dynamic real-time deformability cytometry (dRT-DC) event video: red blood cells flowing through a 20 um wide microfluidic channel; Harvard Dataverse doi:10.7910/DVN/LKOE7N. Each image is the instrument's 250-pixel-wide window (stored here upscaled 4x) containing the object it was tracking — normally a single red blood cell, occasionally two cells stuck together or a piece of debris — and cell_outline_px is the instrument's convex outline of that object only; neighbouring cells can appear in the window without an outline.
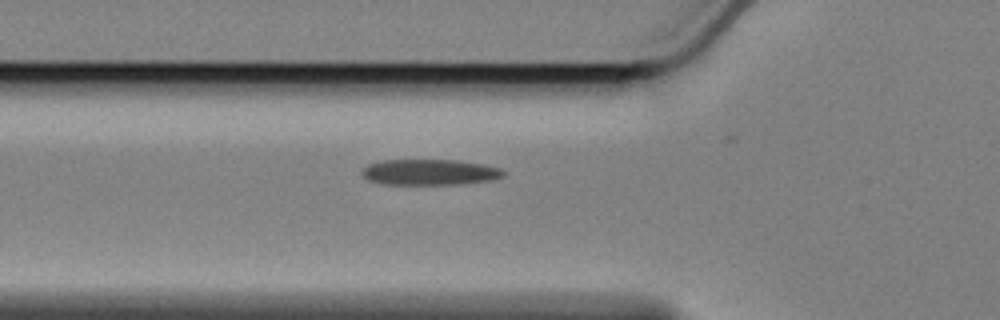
{"species": "Egyptian fruit bat (a non-hibernating species)", "species_latin": "Rousettus aegyptiacus", "temperature_condition": "cold", "stored_images_in_passage": 26, "camera_frame_rate_fps": 3000, "um_per_image_px": 0.085, "animal": {"sex": "female"}, "frame": {"image": 1, "passage_image": 2, "time_ms": 0.333, "image_size_px": [1000, 320], "cell_outline_px": [[504, 176], [492, 180], [460, 184], [380, 184], [368, 180], [360, 172], [368, 164], [380, 160], [456, 160], [484, 164], [500, 168], [504, 172]], "centroid_in_image_um": [36.51, 14.63], "position_along_channel_um": 89.3, "area_um2": 21.33}}
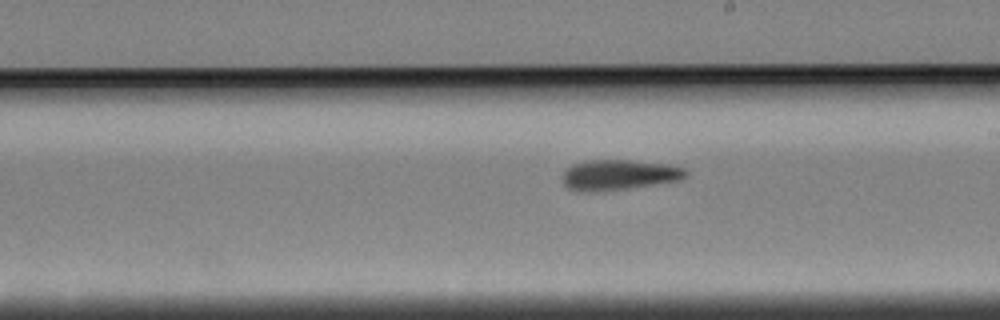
{"frame": {"image": 2, "passage_image": 15, "time_ms": 4.667, "image_size_px": [1000, 320], "cell_outline_px": [[688, 172], [680, 180], [628, 188], [592, 192], [576, 192], [568, 188], [564, 184], [564, 172], [572, 164], [588, 160], [628, 160], [668, 164], [684, 168]], "centroid_in_image_um": [52.58, 14.86], "position_along_channel_um": 236.4, "area_um2": 21.68}}
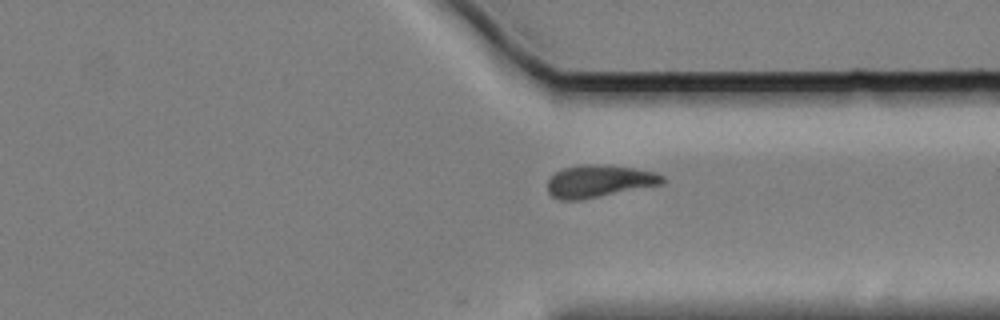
{"frame": {"image": 3, "passage_image": 26, "time_ms": 8.333, "image_size_px": [1000, 320], "cell_outline_px": [[664, 184], [580, 200], [560, 200], [552, 196], [548, 192], [548, 180], [556, 172], [564, 168], [580, 164], [604, 164], [632, 168], [656, 172], [664, 176]], "centroid_in_image_um": [50.94, 15.4], "position_along_channel_um": 360.5, "area_um2": 21.73}}